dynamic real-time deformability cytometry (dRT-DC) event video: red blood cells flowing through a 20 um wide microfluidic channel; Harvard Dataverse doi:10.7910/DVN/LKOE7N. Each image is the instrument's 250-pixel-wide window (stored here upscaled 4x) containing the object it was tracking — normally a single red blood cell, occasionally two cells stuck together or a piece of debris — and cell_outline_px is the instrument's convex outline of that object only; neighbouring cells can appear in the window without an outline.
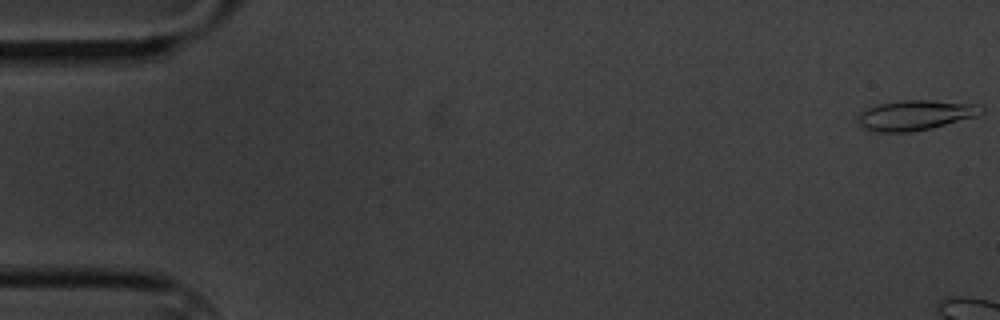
{"species": "common noctule bat (a hibernating species)", "species_latin": "Nyctalus noctula", "temperature_condition": "cold", "stored_images_in_passage": 3, "camera_frame_rate_fps": 3000, "um_per_image_px": 0.085, "animal": {"sex": "male", "body_mass_g": 20.1, "forearm_length_mm": 53.5}, "frame": {"image": 1, "passage_image": 1, "time_ms": 0.0, "image_size_px": [1000, 320], "cell_outline_px": [[984, 112], [976, 116], [932, 128], [912, 132], [876, 132], [864, 128], [856, 120], [860, 112], [864, 108], [880, 104], [904, 100], [928, 100], [980, 104], [984, 108]], "centroid_in_image_um": [77.8, 9.79], "position_along_channel_um": 7.2, "area_um2": 21.73}}